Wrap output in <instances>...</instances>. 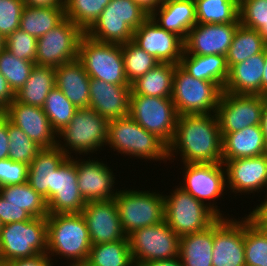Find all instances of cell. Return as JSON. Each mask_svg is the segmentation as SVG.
Returning <instances> with one entry per match:
<instances>
[{
	"instance_id": "1",
	"label": "cell",
	"mask_w": 267,
	"mask_h": 266,
	"mask_svg": "<svg viewBox=\"0 0 267 266\" xmlns=\"http://www.w3.org/2000/svg\"><path fill=\"white\" fill-rule=\"evenodd\" d=\"M177 155L181 164L222 163V135L215 113L178 116L168 145L169 161L174 162Z\"/></svg>"
},
{
	"instance_id": "2",
	"label": "cell",
	"mask_w": 267,
	"mask_h": 266,
	"mask_svg": "<svg viewBox=\"0 0 267 266\" xmlns=\"http://www.w3.org/2000/svg\"><path fill=\"white\" fill-rule=\"evenodd\" d=\"M92 243L85 218L81 213L49 214L47 216V255L65 261L66 266L85 263ZM53 257V258H52ZM61 257V258H60Z\"/></svg>"
},
{
	"instance_id": "3",
	"label": "cell",
	"mask_w": 267,
	"mask_h": 266,
	"mask_svg": "<svg viewBox=\"0 0 267 266\" xmlns=\"http://www.w3.org/2000/svg\"><path fill=\"white\" fill-rule=\"evenodd\" d=\"M109 150L116 151L127 158L135 157L141 161H159L166 163L168 145L153 133L145 130L132 117L114 118L108 122L107 145Z\"/></svg>"
},
{
	"instance_id": "4",
	"label": "cell",
	"mask_w": 267,
	"mask_h": 266,
	"mask_svg": "<svg viewBox=\"0 0 267 266\" xmlns=\"http://www.w3.org/2000/svg\"><path fill=\"white\" fill-rule=\"evenodd\" d=\"M108 122L91 108L77 109L69 124L57 133V147L67 157L100 153L107 145Z\"/></svg>"
},
{
	"instance_id": "5",
	"label": "cell",
	"mask_w": 267,
	"mask_h": 266,
	"mask_svg": "<svg viewBox=\"0 0 267 266\" xmlns=\"http://www.w3.org/2000/svg\"><path fill=\"white\" fill-rule=\"evenodd\" d=\"M149 16L133 0H111L85 34L100 42L124 44L133 40L134 30Z\"/></svg>"
},
{
	"instance_id": "6",
	"label": "cell",
	"mask_w": 267,
	"mask_h": 266,
	"mask_svg": "<svg viewBox=\"0 0 267 266\" xmlns=\"http://www.w3.org/2000/svg\"><path fill=\"white\" fill-rule=\"evenodd\" d=\"M47 253V217H33L2 225L0 230V266L16 259Z\"/></svg>"
},
{
	"instance_id": "7",
	"label": "cell",
	"mask_w": 267,
	"mask_h": 266,
	"mask_svg": "<svg viewBox=\"0 0 267 266\" xmlns=\"http://www.w3.org/2000/svg\"><path fill=\"white\" fill-rule=\"evenodd\" d=\"M219 218L179 185L164 195V220L179 237L203 231Z\"/></svg>"
},
{
	"instance_id": "8",
	"label": "cell",
	"mask_w": 267,
	"mask_h": 266,
	"mask_svg": "<svg viewBox=\"0 0 267 266\" xmlns=\"http://www.w3.org/2000/svg\"><path fill=\"white\" fill-rule=\"evenodd\" d=\"M128 189V190H127ZM164 193L123 188L114 198L121 226L126 235L136 229L152 226L164 220Z\"/></svg>"
},
{
	"instance_id": "9",
	"label": "cell",
	"mask_w": 267,
	"mask_h": 266,
	"mask_svg": "<svg viewBox=\"0 0 267 266\" xmlns=\"http://www.w3.org/2000/svg\"><path fill=\"white\" fill-rule=\"evenodd\" d=\"M222 92L217 83L196 79L176 65L171 98L178 115L216 113Z\"/></svg>"
},
{
	"instance_id": "10",
	"label": "cell",
	"mask_w": 267,
	"mask_h": 266,
	"mask_svg": "<svg viewBox=\"0 0 267 266\" xmlns=\"http://www.w3.org/2000/svg\"><path fill=\"white\" fill-rule=\"evenodd\" d=\"M78 60L92 79L131 85L124 70L121 44L100 42L84 33L78 45Z\"/></svg>"
},
{
	"instance_id": "11",
	"label": "cell",
	"mask_w": 267,
	"mask_h": 266,
	"mask_svg": "<svg viewBox=\"0 0 267 266\" xmlns=\"http://www.w3.org/2000/svg\"><path fill=\"white\" fill-rule=\"evenodd\" d=\"M182 166L183 181L181 182L183 183L180 182L179 187L208 206L220 218H229L230 216H225L226 212L221 211L216 202L225 196L224 193L228 192L224 164L183 163Z\"/></svg>"
},
{
	"instance_id": "12",
	"label": "cell",
	"mask_w": 267,
	"mask_h": 266,
	"mask_svg": "<svg viewBox=\"0 0 267 266\" xmlns=\"http://www.w3.org/2000/svg\"><path fill=\"white\" fill-rule=\"evenodd\" d=\"M135 266L179 256L180 237L165 220L127 235Z\"/></svg>"
},
{
	"instance_id": "13",
	"label": "cell",
	"mask_w": 267,
	"mask_h": 266,
	"mask_svg": "<svg viewBox=\"0 0 267 266\" xmlns=\"http://www.w3.org/2000/svg\"><path fill=\"white\" fill-rule=\"evenodd\" d=\"M129 116L167 145L172 142L179 116L172 98L130 95Z\"/></svg>"
},
{
	"instance_id": "14",
	"label": "cell",
	"mask_w": 267,
	"mask_h": 266,
	"mask_svg": "<svg viewBox=\"0 0 267 266\" xmlns=\"http://www.w3.org/2000/svg\"><path fill=\"white\" fill-rule=\"evenodd\" d=\"M84 32L70 19L37 39L35 65L58 67L78 59V45Z\"/></svg>"
},
{
	"instance_id": "15",
	"label": "cell",
	"mask_w": 267,
	"mask_h": 266,
	"mask_svg": "<svg viewBox=\"0 0 267 266\" xmlns=\"http://www.w3.org/2000/svg\"><path fill=\"white\" fill-rule=\"evenodd\" d=\"M266 97L223 91L215 113L221 133H234L260 125Z\"/></svg>"
},
{
	"instance_id": "16",
	"label": "cell",
	"mask_w": 267,
	"mask_h": 266,
	"mask_svg": "<svg viewBox=\"0 0 267 266\" xmlns=\"http://www.w3.org/2000/svg\"><path fill=\"white\" fill-rule=\"evenodd\" d=\"M82 157L76 156V172L77 184L84 200L90 202L114 199L119 191L115 187L118 183H115L114 171L102 159L95 156L92 159L90 156H86L87 159Z\"/></svg>"
},
{
	"instance_id": "17",
	"label": "cell",
	"mask_w": 267,
	"mask_h": 266,
	"mask_svg": "<svg viewBox=\"0 0 267 266\" xmlns=\"http://www.w3.org/2000/svg\"><path fill=\"white\" fill-rule=\"evenodd\" d=\"M222 163L226 169L227 190H230V195L235 193V197L244 194L249 196L253 193L252 196H258L259 192H267V154L222 160Z\"/></svg>"
},
{
	"instance_id": "18",
	"label": "cell",
	"mask_w": 267,
	"mask_h": 266,
	"mask_svg": "<svg viewBox=\"0 0 267 266\" xmlns=\"http://www.w3.org/2000/svg\"><path fill=\"white\" fill-rule=\"evenodd\" d=\"M231 215L214 223L212 266H246L244 217Z\"/></svg>"
},
{
	"instance_id": "19",
	"label": "cell",
	"mask_w": 267,
	"mask_h": 266,
	"mask_svg": "<svg viewBox=\"0 0 267 266\" xmlns=\"http://www.w3.org/2000/svg\"><path fill=\"white\" fill-rule=\"evenodd\" d=\"M132 41L159 63L178 65L184 53V40L160 27L150 16L134 30Z\"/></svg>"
},
{
	"instance_id": "20",
	"label": "cell",
	"mask_w": 267,
	"mask_h": 266,
	"mask_svg": "<svg viewBox=\"0 0 267 266\" xmlns=\"http://www.w3.org/2000/svg\"><path fill=\"white\" fill-rule=\"evenodd\" d=\"M76 156L67 157L54 171L52 197L47 201L49 214L81 213L86 201L77 184Z\"/></svg>"
},
{
	"instance_id": "21",
	"label": "cell",
	"mask_w": 267,
	"mask_h": 266,
	"mask_svg": "<svg viewBox=\"0 0 267 266\" xmlns=\"http://www.w3.org/2000/svg\"><path fill=\"white\" fill-rule=\"evenodd\" d=\"M240 22L228 24L197 23L184 40L188 55H227L234 33Z\"/></svg>"
},
{
	"instance_id": "22",
	"label": "cell",
	"mask_w": 267,
	"mask_h": 266,
	"mask_svg": "<svg viewBox=\"0 0 267 266\" xmlns=\"http://www.w3.org/2000/svg\"><path fill=\"white\" fill-rule=\"evenodd\" d=\"M81 214L85 218L92 245L115 242L127 237L114 199L86 202Z\"/></svg>"
},
{
	"instance_id": "23",
	"label": "cell",
	"mask_w": 267,
	"mask_h": 266,
	"mask_svg": "<svg viewBox=\"0 0 267 266\" xmlns=\"http://www.w3.org/2000/svg\"><path fill=\"white\" fill-rule=\"evenodd\" d=\"M2 113L41 148L57 146V132L41 107L14 100Z\"/></svg>"
},
{
	"instance_id": "24",
	"label": "cell",
	"mask_w": 267,
	"mask_h": 266,
	"mask_svg": "<svg viewBox=\"0 0 267 266\" xmlns=\"http://www.w3.org/2000/svg\"><path fill=\"white\" fill-rule=\"evenodd\" d=\"M131 85L110 84L90 78L89 106L108 120L123 118L130 111Z\"/></svg>"
},
{
	"instance_id": "25",
	"label": "cell",
	"mask_w": 267,
	"mask_h": 266,
	"mask_svg": "<svg viewBox=\"0 0 267 266\" xmlns=\"http://www.w3.org/2000/svg\"><path fill=\"white\" fill-rule=\"evenodd\" d=\"M265 66V49L229 69L224 92L262 95V77Z\"/></svg>"
},
{
	"instance_id": "26",
	"label": "cell",
	"mask_w": 267,
	"mask_h": 266,
	"mask_svg": "<svg viewBox=\"0 0 267 266\" xmlns=\"http://www.w3.org/2000/svg\"><path fill=\"white\" fill-rule=\"evenodd\" d=\"M150 17L160 27L177 34L183 40L197 24L194 0H164Z\"/></svg>"
},
{
	"instance_id": "27",
	"label": "cell",
	"mask_w": 267,
	"mask_h": 266,
	"mask_svg": "<svg viewBox=\"0 0 267 266\" xmlns=\"http://www.w3.org/2000/svg\"><path fill=\"white\" fill-rule=\"evenodd\" d=\"M55 86L77 108H88L90 77L82 63L76 59L55 67Z\"/></svg>"
},
{
	"instance_id": "28",
	"label": "cell",
	"mask_w": 267,
	"mask_h": 266,
	"mask_svg": "<svg viewBox=\"0 0 267 266\" xmlns=\"http://www.w3.org/2000/svg\"><path fill=\"white\" fill-rule=\"evenodd\" d=\"M222 160L249 158L267 154L260 125L246 127L234 133H221Z\"/></svg>"
},
{
	"instance_id": "29",
	"label": "cell",
	"mask_w": 267,
	"mask_h": 266,
	"mask_svg": "<svg viewBox=\"0 0 267 266\" xmlns=\"http://www.w3.org/2000/svg\"><path fill=\"white\" fill-rule=\"evenodd\" d=\"M67 156L57 147L42 148L28 168V183L46 202L52 197L54 171Z\"/></svg>"
},
{
	"instance_id": "30",
	"label": "cell",
	"mask_w": 267,
	"mask_h": 266,
	"mask_svg": "<svg viewBox=\"0 0 267 266\" xmlns=\"http://www.w3.org/2000/svg\"><path fill=\"white\" fill-rule=\"evenodd\" d=\"M179 65L192 77L215 82L222 89L229 74L225 55L199 56L183 53Z\"/></svg>"
},
{
	"instance_id": "31",
	"label": "cell",
	"mask_w": 267,
	"mask_h": 266,
	"mask_svg": "<svg viewBox=\"0 0 267 266\" xmlns=\"http://www.w3.org/2000/svg\"><path fill=\"white\" fill-rule=\"evenodd\" d=\"M214 224L209 228L180 237L179 257L183 266H212Z\"/></svg>"
},
{
	"instance_id": "32",
	"label": "cell",
	"mask_w": 267,
	"mask_h": 266,
	"mask_svg": "<svg viewBox=\"0 0 267 266\" xmlns=\"http://www.w3.org/2000/svg\"><path fill=\"white\" fill-rule=\"evenodd\" d=\"M176 65L159 63L131 83V95L171 98Z\"/></svg>"
},
{
	"instance_id": "33",
	"label": "cell",
	"mask_w": 267,
	"mask_h": 266,
	"mask_svg": "<svg viewBox=\"0 0 267 266\" xmlns=\"http://www.w3.org/2000/svg\"><path fill=\"white\" fill-rule=\"evenodd\" d=\"M55 82L54 67L35 65L29 79L15 92V100L42 108L47 95L55 87Z\"/></svg>"
},
{
	"instance_id": "34",
	"label": "cell",
	"mask_w": 267,
	"mask_h": 266,
	"mask_svg": "<svg viewBox=\"0 0 267 266\" xmlns=\"http://www.w3.org/2000/svg\"><path fill=\"white\" fill-rule=\"evenodd\" d=\"M65 18L64 6H24L21 14L20 29L38 39L60 24Z\"/></svg>"
},
{
	"instance_id": "35",
	"label": "cell",
	"mask_w": 267,
	"mask_h": 266,
	"mask_svg": "<svg viewBox=\"0 0 267 266\" xmlns=\"http://www.w3.org/2000/svg\"><path fill=\"white\" fill-rule=\"evenodd\" d=\"M266 47L259 31L241 23L237 27L226 55L229 69L253 55L261 53Z\"/></svg>"
},
{
	"instance_id": "36",
	"label": "cell",
	"mask_w": 267,
	"mask_h": 266,
	"mask_svg": "<svg viewBox=\"0 0 267 266\" xmlns=\"http://www.w3.org/2000/svg\"><path fill=\"white\" fill-rule=\"evenodd\" d=\"M197 23L228 24L239 21V0H194Z\"/></svg>"
},
{
	"instance_id": "37",
	"label": "cell",
	"mask_w": 267,
	"mask_h": 266,
	"mask_svg": "<svg viewBox=\"0 0 267 266\" xmlns=\"http://www.w3.org/2000/svg\"><path fill=\"white\" fill-rule=\"evenodd\" d=\"M0 195L10 204L26 210L32 217L49 215L47 202L28 182L0 187Z\"/></svg>"
},
{
	"instance_id": "38",
	"label": "cell",
	"mask_w": 267,
	"mask_h": 266,
	"mask_svg": "<svg viewBox=\"0 0 267 266\" xmlns=\"http://www.w3.org/2000/svg\"><path fill=\"white\" fill-rule=\"evenodd\" d=\"M86 263L90 266H135L127 237L92 245Z\"/></svg>"
},
{
	"instance_id": "39",
	"label": "cell",
	"mask_w": 267,
	"mask_h": 266,
	"mask_svg": "<svg viewBox=\"0 0 267 266\" xmlns=\"http://www.w3.org/2000/svg\"><path fill=\"white\" fill-rule=\"evenodd\" d=\"M111 0H64L66 18L84 33L93 25Z\"/></svg>"
},
{
	"instance_id": "40",
	"label": "cell",
	"mask_w": 267,
	"mask_h": 266,
	"mask_svg": "<svg viewBox=\"0 0 267 266\" xmlns=\"http://www.w3.org/2000/svg\"><path fill=\"white\" fill-rule=\"evenodd\" d=\"M246 266H267V236L247 215L244 216Z\"/></svg>"
},
{
	"instance_id": "41",
	"label": "cell",
	"mask_w": 267,
	"mask_h": 266,
	"mask_svg": "<svg viewBox=\"0 0 267 266\" xmlns=\"http://www.w3.org/2000/svg\"><path fill=\"white\" fill-rule=\"evenodd\" d=\"M121 50L125 74L130 84L159 64L156 58L138 47L133 41L121 44Z\"/></svg>"
},
{
	"instance_id": "42",
	"label": "cell",
	"mask_w": 267,
	"mask_h": 266,
	"mask_svg": "<svg viewBox=\"0 0 267 266\" xmlns=\"http://www.w3.org/2000/svg\"><path fill=\"white\" fill-rule=\"evenodd\" d=\"M42 109L57 133L69 124L77 110L56 86L47 95Z\"/></svg>"
},
{
	"instance_id": "43",
	"label": "cell",
	"mask_w": 267,
	"mask_h": 266,
	"mask_svg": "<svg viewBox=\"0 0 267 266\" xmlns=\"http://www.w3.org/2000/svg\"><path fill=\"white\" fill-rule=\"evenodd\" d=\"M34 66L35 62L18 59L5 48L0 50V73L7 79L14 93L29 79Z\"/></svg>"
},
{
	"instance_id": "44",
	"label": "cell",
	"mask_w": 267,
	"mask_h": 266,
	"mask_svg": "<svg viewBox=\"0 0 267 266\" xmlns=\"http://www.w3.org/2000/svg\"><path fill=\"white\" fill-rule=\"evenodd\" d=\"M9 153L8 158L14 162L27 165L34 160L37 153L42 149L19 127L12 124L8 119Z\"/></svg>"
},
{
	"instance_id": "45",
	"label": "cell",
	"mask_w": 267,
	"mask_h": 266,
	"mask_svg": "<svg viewBox=\"0 0 267 266\" xmlns=\"http://www.w3.org/2000/svg\"><path fill=\"white\" fill-rule=\"evenodd\" d=\"M239 21L259 31L267 45V0H239Z\"/></svg>"
},
{
	"instance_id": "46",
	"label": "cell",
	"mask_w": 267,
	"mask_h": 266,
	"mask_svg": "<svg viewBox=\"0 0 267 266\" xmlns=\"http://www.w3.org/2000/svg\"><path fill=\"white\" fill-rule=\"evenodd\" d=\"M37 39L20 28L5 38V49L18 59L35 62Z\"/></svg>"
},
{
	"instance_id": "47",
	"label": "cell",
	"mask_w": 267,
	"mask_h": 266,
	"mask_svg": "<svg viewBox=\"0 0 267 266\" xmlns=\"http://www.w3.org/2000/svg\"><path fill=\"white\" fill-rule=\"evenodd\" d=\"M24 0H0V33L4 38L20 28Z\"/></svg>"
},
{
	"instance_id": "48",
	"label": "cell",
	"mask_w": 267,
	"mask_h": 266,
	"mask_svg": "<svg viewBox=\"0 0 267 266\" xmlns=\"http://www.w3.org/2000/svg\"><path fill=\"white\" fill-rule=\"evenodd\" d=\"M29 165L9 158L0 160V187L23 184L28 181Z\"/></svg>"
},
{
	"instance_id": "49",
	"label": "cell",
	"mask_w": 267,
	"mask_h": 266,
	"mask_svg": "<svg viewBox=\"0 0 267 266\" xmlns=\"http://www.w3.org/2000/svg\"><path fill=\"white\" fill-rule=\"evenodd\" d=\"M32 218L33 217L26 210L8 203V201L0 195V222L2 225L27 221Z\"/></svg>"
},
{
	"instance_id": "50",
	"label": "cell",
	"mask_w": 267,
	"mask_h": 266,
	"mask_svg": "<svg viewBox=\"0 0 267 266\" xmlns=\"http://www.w3.org/2000/svg\"><path fill=\"white\" fill-rule=\"evenodd\" d=\"M1 266H56V264L44 253L32 258L12 260Z\"/></svg>"
},
{
	"instance_id": "51",
	"label": "cell",
	"mask_w": 267,
	"mask_h": 266,
	"mask_svg": "<svg viewBox=\"0 0 267 266\" xmlns=\"http://www.w3.org/2000/svg\"><path fill=\"white\" fill-rule=\"evenodd\" d=\"M9 136H8V118L0 112V160L8 158Z\"/></svg>"
},
{
	"instance_id": "52",
	"label": "cell",
	"mask_w": 267,
	"mask_h": 266,
	"mask_svg": "<svg viewBox=\"0 0 267 266\" xmlns=\"http://www.w3.org/2000/svg\"><path fill=\"white\" fill-rule=\"evenodd\" d=\"M15 100V93L7 79L0 73V112H3Z\"/></svg>"
},
{
	"instance_id": "53",
	"label": "cell",
	"mask_w": 267,
	"mask_h": 266,
	"mask_svg": "<svg viewBox=\"0 0 267 266\" xmlns=\"http://www.w3.org/2000/svg\"><path fill=\"white\" fill-rule=\"evenodd\" d=\"M265 193V195H262L264 200L257 206L254 205L252 211L249 209L250 212L246 214L253 223H267V192Z\"/></svg>"
},
{
	"instance_id": "54",
	"label": "cell",
	"mask_w": 267,
	"mask_h": 266,
	"mask_svg": "<svg viewBox=\"0 0 267 266\" xmlns=\"http://www.w3.org/2000/svg\"><path fill=\"white\" fill-rule=\"evenodd\" d=\"M24 4L28 7L64 6V0H24Z\"/></svg>"
},
{
	"instance_id": "55",
	"label": "cell",
	"mask_w": 267,
	"mask_h": 266,
	"mask_svg": "<svg viewBox=\"0 0 267 266\" xmlns=\"http://www.w3.org/2000/svg\"><path fill=\"white\" fill-rule=\"evenodd\" d=\"M141 266H183V262L178 256V257L165 259V260L146 262L142 264Z\"/></svg>"
},
{
	"instance_id": "56",
	"label": "cell",
	"mask_w": 267,
	"mask_h": 266,
	"mask_svg": "<svg viewBox=\"0 0 267 266\" xmlns=\"http://www.w3.org/2000/svg\"><path fill=\"white\" fill-rule=\"evenodd\" d=\"M133 1L136 2L138 5H140L149 14H151L164 2V0H133Z\"/></svg>"
},
{
	"instance_id": "57",
	"label": "cell",
	"mask_w": 267,
	"mask_h": 266,
	"mask_svg": "<svg viewBox=\"0 0 267 266\" xmlns=\"http://www.w3.org/2000/svg\"><path fill=\"white\" fill-rule=\"evenodd\" d=\"M260 127H261V130H262V134H263V137H264L265 144L267 146V97L265 99L264 108L262 110Z\"/></svg>"
},
{
	"instance_id": "58",
	"label": "cell",
	"mask_w": 267,
	"mask_h": 266,
	"mask_svg": "<svg viewBox=\"0 0 267 266\" xmlns=\"http://www.w3.org/2000/svg\"><path fill=\"white\" fill-rule=\"evenodd\" d=\"M262 95L267 96V45L265 47V66L262 77Z\"/></svg>"
},
{
	"instance_id": "59",
	"label": "cell",
	"mask_w": 267,
	"mask_h": 266,
	"mask_svg": "<svg viewBox=\"0 0 267 266\" xmlns=\"http://www.w3.org/2000/svg\"><path fill=\"white\" fill-rule=\"evenodd\" d=\"M257 227H259L267 236V223H254Z\"/></svg>"
},
{
	"instance_id": "60",
	"label": "cell",
	"mask_w": 267,
	"mask_h": 266,
	"mask_svg": "<svg viewBox=\"0 0 267 266\" xmlns=\"http://www.w3.org/2000/svg\"><path fill=\"white\" fill-rule=\"evenodd\" d=\"M5 48V38L0 33V50Z\"/></svg>"
},
{
	"instance_id": "61",
	"label": "cell",
	"mask_w": 267,
	"mask_h": 266,
	"mask_svg": "<svg viewBox=\"0 0 267 266\" xmlns=\"http://www.w3.org/2000/svg\"><path fill=\"white\" fill-rule=\"evenodd\" d=\"M70 266H90L88 263H76V264H72Z\"/></svg>"
}]
</instances>
